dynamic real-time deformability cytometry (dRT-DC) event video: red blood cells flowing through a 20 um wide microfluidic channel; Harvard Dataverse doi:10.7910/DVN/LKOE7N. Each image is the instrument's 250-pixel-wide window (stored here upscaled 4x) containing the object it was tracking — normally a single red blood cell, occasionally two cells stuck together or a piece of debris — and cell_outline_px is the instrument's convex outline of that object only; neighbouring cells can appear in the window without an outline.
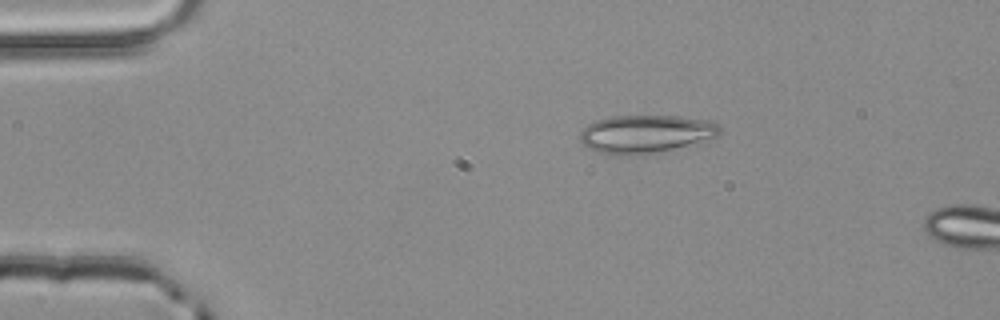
{"species": "common noctule bat (a hibernating species)", "species_latin": "Nyctalus noctula", "temperature_condition": "room temperature", "stored_images_in_passage": 2, "camera_frame_rate_fps": 3000, "um_per_image_px": 0.085, "animal": {"sex": "male", "body_mass_g": 20.4}, "frame": {"image": 1, "passage_image": 1, "time_ms": 0.0, "image_size_px": [1000, 320], "cell_outline_px": [[720, 132], [716, 136], [644, 156], [600, 152], [584, 144], [580, 140], [580, 132], [588, 124], [596, 120], [608, 116], [676, 116], [712, 120], [720, 128]], "centroid_in_image_um": [54.86, 11.36], "position_along_channel_um": 30.1, "area_um2": 30.46}}